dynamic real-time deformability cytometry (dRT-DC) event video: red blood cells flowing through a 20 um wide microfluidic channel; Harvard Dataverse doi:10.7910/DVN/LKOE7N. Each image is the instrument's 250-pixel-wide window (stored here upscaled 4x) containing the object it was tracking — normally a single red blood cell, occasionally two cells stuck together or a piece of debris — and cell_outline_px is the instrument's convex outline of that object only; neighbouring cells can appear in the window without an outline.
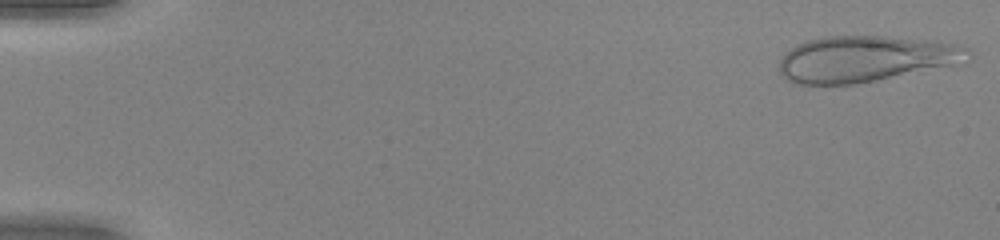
{"species": "human", "species_latin": "Homo sapiens", "temperature_condition": "warm", "stored_images_in_passage": 49, "camera_frame_rate_fps": 3000, "um_per_image_px": 0.085, "donor": {"sex": "female"}, "frame": {"image": 1, "passage_image": 1, "time_ms": 0.0, "image_size_px": [1000, 240], "cell_outline_px": [[956, 64], [856, 84], [796, 84], [788, 80], [780, 72], [780, 60], [796, 44], [808, 40], [824, 36], [884, 36], [924, 40], [956, 44]], "centroid_in_image_um": [73.3, 5.01], "position_along_channel_um": 11.7, "area_um2": 48.67}}
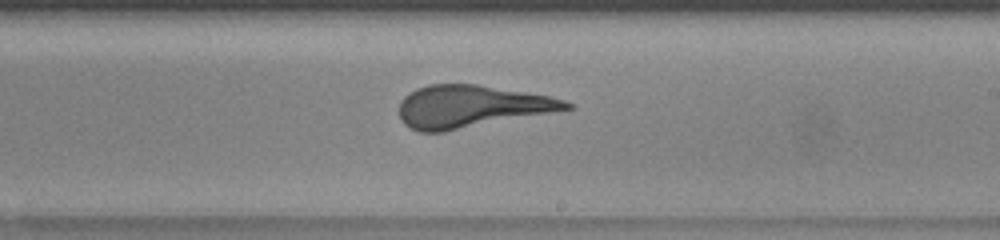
{"frame": {"image": 2, "passage_image": 30, "time_ms": 9.667, "image_size_px": [1000, 240], "cell_outline_px": [[572, 108], [444, 132], [420, 132], [404, 124], [400, 120], [400, 100], [404, 96], [416, 88], [428, 84], [476, 84], [548, 96], [564, 100], [572, 104]], "centroid_in_image_um": [39.97, 9.05], "position_along_channel_um": 249.0, "area_um2": 40.75}}
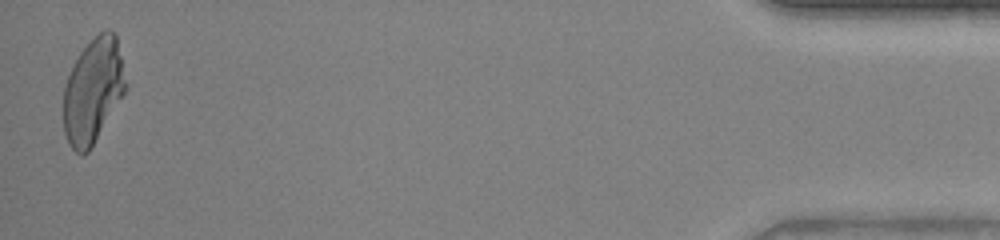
{"frame": {"image": 3, "passage_image": 49, "time_ms": 16.0, "image_size_px": [1000, 240], "cell_outline_px": [[128, 88], [88, 152], [80, 156], [68, 144], [64, 132], [64, 88], [68, 76], [80, 52], [104, 28], [108, 28], [116, 32], [128, 84]], "centroid_in_image_um": [7.94, 7.7], "position_along_channel_um": 427.3, "area_um2": 38.15}, "authors_computed_cell_mechanics": {"area_um2": 41.9628, "velocity_mm_per_s": 4.1037, "shape_relaxation_time_tau1_ms": 6.7022, "shape_relaxation_time_tau2_ms": null, "deformation_change_tau1": 0.2451, "deformation_change_tau2": null}}